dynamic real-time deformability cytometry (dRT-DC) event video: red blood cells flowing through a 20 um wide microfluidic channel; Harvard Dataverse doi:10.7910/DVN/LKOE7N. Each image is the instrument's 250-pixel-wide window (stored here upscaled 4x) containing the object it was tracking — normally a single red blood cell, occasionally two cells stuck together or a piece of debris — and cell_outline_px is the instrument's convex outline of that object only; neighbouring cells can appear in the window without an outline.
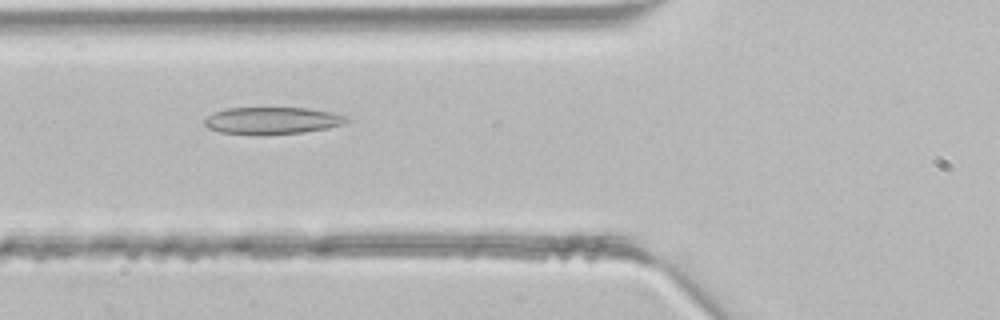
{"species": "common noctule bat (a hibernating species)", "species_latin": "Nyctalus noctula", "temperature_condition": "room temperature", "stored_images_in_passage": 2, "camera_frame_rate_fps": 3000, "um_per_image_px": 0.085, "animal": {"sex": "male", "body_mass_g": 21.5, "forearm_length_mm": 52.0}, "frame": {"image": 1, "passage_image": 2, "time_ms": 0.333, "image_size_px": [1000, 320], "cell_outline_px": [[348, 120], [344, 124], [328, 128], [304, 132], [264, 136], [256, 136], [220, 132], [208, 128], [204, 124], [204, 120], [212, 112], [228, 108], [308, 108], [332, 112], [348, 116]], "centroid_in_image_um": [23.12, 10.27], "position_along_channel_um": 102.7, "area_um2": 22.89}}